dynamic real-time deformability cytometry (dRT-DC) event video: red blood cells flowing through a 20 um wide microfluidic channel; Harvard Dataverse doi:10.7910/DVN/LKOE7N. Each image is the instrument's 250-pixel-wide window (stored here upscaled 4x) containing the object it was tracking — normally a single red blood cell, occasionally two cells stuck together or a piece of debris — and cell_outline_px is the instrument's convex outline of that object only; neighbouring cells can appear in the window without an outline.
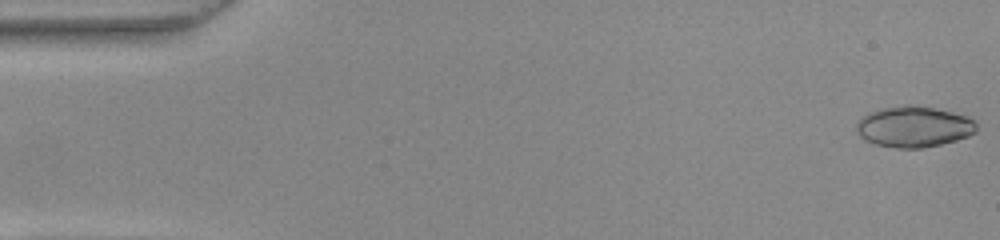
{"species": "common noctule bat (a hibernating species)", "species_latin": "Nyctalus noctula", "temperature_condition": "warm", "stored_images_in_passage": 52, "camera_frame_rate_fps": 3000, "um_per_image_px": 0.085, "animal": {"sex": "female", "body_mass_g": 22.0, "forearm_length_mm": 56.7}, "frame": {"image": 1, "passage_image": 1, "time_ms": 0.0, "image_size_px": [1000, 240], "cell_outline_px": [[976, 132], [968, 136], [956, 140], [924, 148], [896, 148], [876, 144], [864, 140], [856, 132], [856, 124], [868, 112], [880, 108], [904, 104], [912, 104], [936, 108], [952, 112], [964, 116], [972, 120], [976, 124]], "centroid_in_image_um": [77.64, 10.76], "position_along_channel_um": 7.4, "area_um2": 28.73}}
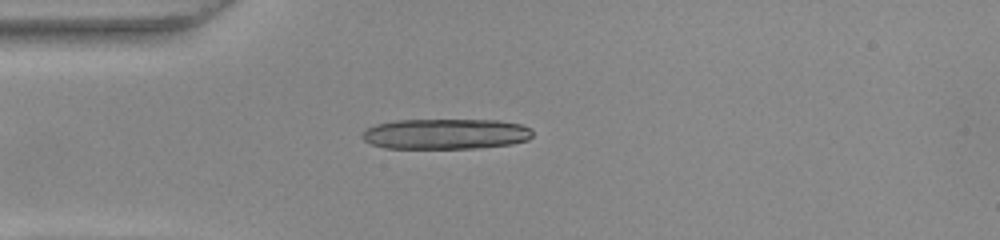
{"frame": {"image": 2, "passage_image": 14, "time_ms": 4.333, "image_size_px": [1000, 240], "cell_outline_px": [[532, 136], [528, 140], [512, 144], [476, 148], [384, 148], [372, 144], [364, 140], [360, 136], [368, 128], [376, 124], [396, 120], [496, 120], [520, 124], [532, 128]], "centroid_in_image_um": [37.9, 11.38], "position_along_channel_um": 47.1, "area_um2": 30.29}}